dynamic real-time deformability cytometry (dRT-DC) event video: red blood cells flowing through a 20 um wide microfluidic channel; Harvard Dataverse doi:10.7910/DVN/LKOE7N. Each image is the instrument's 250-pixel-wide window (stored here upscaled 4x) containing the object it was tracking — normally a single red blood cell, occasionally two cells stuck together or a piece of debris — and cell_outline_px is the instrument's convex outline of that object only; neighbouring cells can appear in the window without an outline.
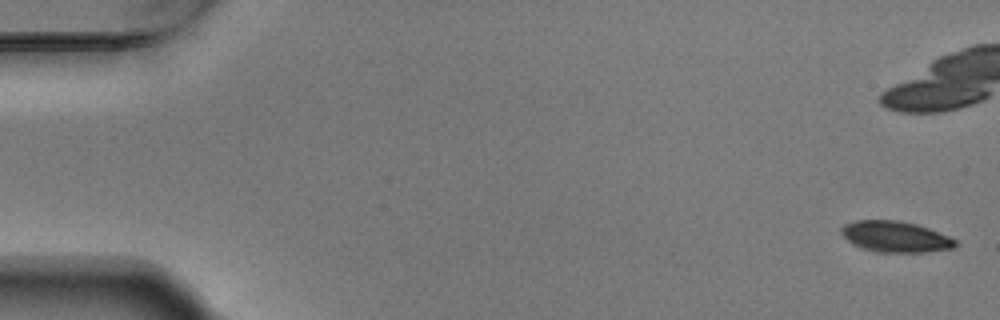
{"species": "Egyptian fruit bat (a non-hibernating species)", "species_latin": "Rousettus aegyptiacus", "temperature_condition": "warm", "stored_images_in_passage": 6, "camera_frame_rate_fps": 3000, "um_per_image_px": 0.085, "animal": {"sex": "male"}, "frame": {"image": 1, "passage_image": 1, "time_ms": 0.0, "image_size_px": [1000, 320], "cell_outline_px": [[956, 244], [952, 248], [924, 252], [876, 252], [852, 244], [840, 232], [840, 228], [844, 224], [856, 220], [900, 220], [916, 224], [928, 228], [948, 236], [956, 240]], "centroid_in_image_um": [76.07, 20.11], "position_along_channel_um": 8.9, "area_um2": 20.46}}